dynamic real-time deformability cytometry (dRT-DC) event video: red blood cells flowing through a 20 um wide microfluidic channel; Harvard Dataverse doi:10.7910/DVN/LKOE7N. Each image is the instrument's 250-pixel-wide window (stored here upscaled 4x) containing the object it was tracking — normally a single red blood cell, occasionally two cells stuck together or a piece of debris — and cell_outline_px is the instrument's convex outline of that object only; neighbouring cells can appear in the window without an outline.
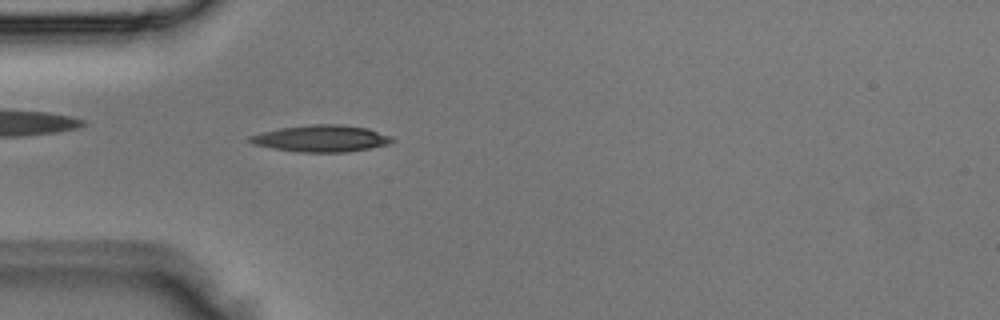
{"species": "Egyptian fruit bat (a non-hibernating species)", "species_latin": "Rousettus aegyptiacus", "temperature_condition": "room temperature", "stored_images_in_passage": 4, "camera_frame_rate_fps": 3000, "um_per_image_px": 0.085, "animal": {"sex": "male"}, "frame": {"image": 1, "passage_image": 4, "time_ms": 1.0, "image_size_px": [1000, 320], "cell_outline_px": [[396, 140], [388, 144], [348, 152], [300, 152], [272, 148], [252, 144], [248, 140], [248, 136], [280, 128], [312, 124], [340, 124], [368, 128], [392, 136]], "centroid_in_image_um": [27.32, 11.77], "position_along_channel_um": 57.7, "area_um2": 22.14}}